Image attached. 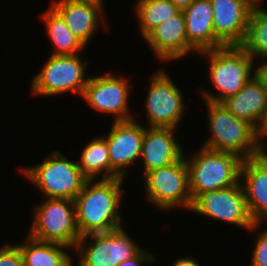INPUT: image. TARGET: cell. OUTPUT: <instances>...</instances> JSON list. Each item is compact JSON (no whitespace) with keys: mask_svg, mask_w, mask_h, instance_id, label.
I'll use <instances>...</instances> for the list:
<instances>
[{"mask_svg":"<svg viewBox=\"0 0 267 266\" xmlns=\"http://www.w3.org/2000/svg\"><path fill=\"white\" fill-rule=\"evenodd\" d=\"M135 4V16L142 38L156 26L181 11L170 0H138Z\"/></svg>","mask_w":267,"mask_h":266,"instance_id":"cb8c5ba5","label":"cell"},{"mask_svg":"<svg viewBox=\"0 0 267 266\" xmlns=\"http://www.w3.org/2000/svg\"><path fill=\"white\" fill-rule=\"evenodd\" d=\"M264 224L266 225L267 221H256L249 230L250 232H255L256 230L257 233L250 266H267V228L265 230L263 228L262 230H257L263 227Z\"/></svg>","mask_w":267,"mask_h":266,"instance_id":"484cf974","label":"cell"},{"mask_svg":"<svg viewBox=\"0 0 267 266\" xmlns=\"http://www.w3.org/2000/svg\"><path fill=\"white\" fill-rule=\"evenodd\" d=\"M146 95L145 112L148 127L178 129L185 116V103L182 90L165 70L152 75Z\"/></svg>","mask_w":267,"mask_h":266,"instance_id":"30bf717a","label":"cell"},{"mask_svg":"<svg viewBox=\"0 0 267 266\" xmlns=\"http://www.w3.org/2000/svg\"><path fill=\"white\" fill-rule=\"evenodd\" d=\"M262 59H263V61L265 59V61L264 62L262 61L263 64L259 63L260 66H259V64H258V66H256V73L265 82V84L267 86V56L261 58L260 60H262Z\"/></svg>","mask_w":267,"mask_h":266,"instance_id":"f546056e","label":"cell"},{"mask_svg":"<svg viewBox=\"0 0 267 266\" xmlns=\"http://www.w3.org/2000/svg\"><path fill=\"white\" fill-rule=\"evenodd\" d=\"M198 56L207 58L209 80L217 92L202 88L200 95L207 101L221 103L257 74L255 61L241 46H223L200 52Z\"/></svg>","mask_w":267,"mask_h":266,"instance_id":"3957f363","label":"cell"},{"mask_svg":"<svg viewBox=\"0 0 267 266\" xmlns=\"http://www.w3.org/2000/svg\"><path fill=\"white\" fill-rule=\"evenodd\" d=\"M204 101L211 134L203 147L230 152L244 160L260 155L262 134L254 126L234 116L222 103Z\"/></svg>","mask_w":267,"mask_h":266,"instance_id":"7a4b0ae2","label":"cell"},{"mask_svg":"<svg viewBox=\"0 0 267 266\" xmlns=\"http://www.w3.org/2000/svg\"><path fill=\"white\" fill-rule=\"evenodd\" d=\"M51 6L86 47L99 25L107 26L103 0H53Z\"/></svg>","mask_w":267,"mask_h":266,"instance_id":"5bb4252c","label":"cell"},{"mask_svg":"<svg viewBox=\"0 0 267 266\" xmlns=\"http://www.w3.org/2000/svg\"><path fill=\"white\" fill-rule=\"evenodd\" d=\"M267 138V132L265 134H262L261 139V153L260 155L267 161V149H266V143H265V139ZM266 149V150H265Z\"/></svg>","mask_w":267,"mask_h":266,"instance_id":"1f68e13d","label":"cell"},{"mask_svg":"<svg viewBox=\"0 0 267 266\" xmlns=\"http://www.w3.org/2000/svg\"><path fill=\"white\" fill-rule=\"evenodd\" d=\"M0 266H24L21 251L16 244L0 247Z\"/></svg>","mask_w":267,"mask_h":266,"instance_id":"4316f807","label":"cell"},{"mask_svg":"<svg viewBox=\"0 0 267 266\" xmlns=\"http://www.w3.org/2000/svg\"><path fill=\"white\" fill-rule=\"evenodd\" d=\"M145 126L137 118L112 121L106 137L111 164V179H126L129 167L140 159ZM127 168V169H126Z\"/></svg>","mask_w":267,"mask_h":266,"instance_id":"4fadbf2b","label":"cell"},{"mask_svg":"<svg viewBox=\"0 0 267 266\" xmlns=\"http://www.w3.org/2000/svg\"><path fill=\"white\" fill-rule=\"evenodd\" d=\"M173 128L145 127L139 162H143V176L152 170L178 162L184 155Z\"/></svg>","mask_w":267,"mask_h":266,"instance_id":"ac0fdd59","label":"cell"},{"mask_svg":"<svg viewBox=\"0 0 267 266\" xmlns=\"http://www.w3.org/2000/svg\"><path fill=\"white\" fill-rule=\"evenodd\" d=\"M241 47L254 61L267 56V9L265 7L252 9L246 37Z\"/></svg>","mask_w":267,"mask_h":266,"instance_id":"d4e9b609","label":"cell"},{"mask_svg":"<svg viewBox=\"0 0 267 266\" xmlns=\"http://www.w3.org/2000/svg\"><path fill=\"white\" fill-rule=\"evenodd\" d=\"M159 62H172L188 55V38L183 11L152 29L144 38Z\"/></svg>","mask_w":267,"mask_h":266,"instance_id":"e0dca14e","label":"cell"},{"mask_svg":"<svg viewBox=\"0 0 267 266\" xmlns=\"http://www.w3.org/2000/svg\"><path fill=\"white\" fill-rule=\"evenodd\" d=\"M186 154L176 163L147 172L144 176L145 197L162 211L173 208L191 210L193 201L189 190Z\"/></svg>","mask_w":267,"mask_h":266,"instance_id":"ba28073f","label":"cell"},{"mask_svg":"<svg viewBox=\"0 0 267 266\" xmlns=\"http://www.w3.org/2000/svg\"><path fill=\"white\" fill-rule=\"evenodd\" d=\"M129 81L126 77H116L111 72L89 77L82 98L89 108L98 113L113 115L112 121L136 118L135 113H130L128 105L131 96Z\"/></svg>","mask_w":267,"mask_h":266,"instance_id":"7c38bea8","label":"cell"},{"mask_svg":"<svg viewBox=\"0 0 267 266\" xmlns=\"http://www.w3.org/2000/svg\"><path fill=\"white\" fill-rule=\"evenodd\" d=\"M216 39L223 46H241L252 7L244 0H210Z\"/></svg>","mask_w":267,"mask_h":266,"instance_id":"9a60e30c","label":"cell"},{"mask_svg":"<svg viewBox=\"0 0 267 266\" xmlns=\"http://www.w3.org/2000/svg\"><path fill=\"white\" fill-rule=\"evenodd\" d=\"M142 249L121 226L109 232L81 236L74 252L79 256L77 266H118Z\"/></svg>","mask_w":267,"mask_h":266,"instance_id":"9c48e42d","label":"cell"},{"mask_svg":"<svg viewBox=\"0 0 267 266\" xmlns=\"http://www.w3.org/2000/svg\"><path fill=\"white\" fill-rule=\"evenodd\" d=\"M31 228L27 234L38 241L59 243L75 249L79 239L74 200L45 198L32 208Z\"/></svg>","mask_w":267,"mask_h":266,"instance_id":"8992f818","label":"cell"},{"mask_svg":"<svg viewBox=\"0 0 267 266\" xmlns=\"http://www.w3.org/2000/svg\"><path fill=\"white\" fill-rule=\"evenodd\" d=\"M247 4H249L253 9L262 7V0H244Z\"/></svg>","mask_w":267,"mask_h":266,"instance_id":"d6a6232c","label":"cell"},{"mask_svg":"<svg viewBox=\"0 0 267 266\" xmlns=\"http://www.w3.org/2000/svg\"><path fill=\"white\" fill-rule=\"evenodd\" d=\"M158 258L148 252V249H142L136 256L121 262L118 266H143L156 263Z\"/></svg>","mask_w":267,"mask_h":266,"instance_id":"83f0119b","label":"cell"},{"mask_svg":"<svg viewBox=\"0 0 267 266\" xmlns=\"http://www.w3.org/2000/svg\"><path fill=\"white\" fill-rule=\"evenodd\" d=\"M185 16L188 38V54L223 47L216 39L213 27V11L210 0H194L182 10Z\"/></svg>","mask_w":267,"mask_h":266,"instance_id":"d6986e66","label":"cell"},{"mask_svg":"<svg viewBox=\"0 0 267 266\" xmlns=\"http://www.w3.org/2000/svg\"><path fill=\"white\" fill-rule=\"evenodd\" d=\"M240 182L252 220L267 221V161L261 155L243 160Z\"/></svg>","mask_w":267,"mask_h":266,"instance_id":"ffe728a7","label":"cell"},{"mask_svg":"<svg viewBox=\"0 0 267 266\" xmlns=\"http://www.w3.org/2000/svg\"><path fill=\"white\" fill-rule=\"evenodd\" d=\"M19 172L24 174L45 198L74 200L87 180L77 161L69 160L58 150L51 151L40 164L20 167Z\"/></svg>","mask_w":267,"mask_h":266,"instance_id":"5b68a950","label":"cell"},{"mask_svg":"<svg viewBox=\"0 0 267 266\" xmlns=\"http://www.w3.org/2000/svg\"><path fill=\"white\" fill-rule=\"evenodd\" d=\"M41 18L54 46L52 55H76L85 51L86 46L70 31L64 19L51 5Z\"/></svg>","mask_w":267,"mask_h":266,"instance_id":"7402d4cb","label":"cell"},{"mask_svg":"<svg viewBox=\"0 0 267 266\" xmlns=\"http://www.w3.org/2000/svg\"><path fill=\"white\" fill-rule=\"evenodd\" d=\"M192 154L186 159L192 201L203 192L218 191L240 182L244 159L238 155L203 146Z\"/></svg>","mask_w":267,"mask_h":266,"instance_id":"277c9868","label":"cell"},{"mask_svg":"<svg viewBox=\"0 0 267 266\" xmlns=\"http://www.w3.org/2000/svg\"><path fill=\"white\" fill-rule=\"evenodd\" d=\"M81 58L80 54H50L41 71L31 80L32 95L52 97L72 92L82 96L89 80L85 72L89 62Z\"/></svg>","mask_w":267,"mask_h":266,"instance_id":"52a82bcc","label":"cell"},{"mask_svg":"<svg viewBox=\"0 0 267 266\" xmlns=\"http://www.w3.org/2000/svg\"><path fill=\"white\" fill-rule=\"evenodd\" d=\"M191 212L214 220L227 222L249 231L252 220L241 182L235 185L201 193L194 201Z\"/></svg>","mask_w":267,"mask_h":266,"instance_id":"8fae6325","label":"cell"},{"mask_svg":"<svg viewBox=\"0 0 267 266\" xmlns=\"http://www.w3.org/2000/svg\"><path fill=\"white\" fill-rule=\"evenodd\" d=\"M22 244H16L22 254L24 266H75L68 249L69 246L42 242L31 238L28 234ZM67 250V251H66Z\"/></svg>","mask_w":267,"mask_h":266,"instance_id":"44dd1931","label":"cell"},{"mask_svg":"<svg viewBox=\"0 0 267 266\" xmlns=\"http://www.w3.org/2000/svg\"><path fill=\"white\" fill-rule=\"evenodd\" d=\"M174 3L180 10L188 7L194 0H170Z\"/></svg>","mask_w":267,"mask_h":266,"instance_id":"4dcf8cb0","label":"cell"},{"mask_svg":"<svg viewBox=\"0 0 267 266\" xmlns=\"http://www.w3.org/2000/svg\"><path fill=\"white\" fill-rule=\"evenodd\" d=\"M221 103L234 116L247 121L261 134L267 132V86L257 74L240 91Z\"/></svg>","mask_w":267,"mask_h":266,"instance_id":"2e32d148","label":"cell"},{"mask_svg":"<svg viewBox=\"0 0 267 266\" xmlns=\"http://www.w3.org/2000/svg\"><path fill=\"white\" fill-rule=\"evenodd\" d=\"M77 164L87 179H111L106 137H93L82 149Z\"/></svg>","mask_w":267,"mask_h":266,"instance_id":"603a6c76","label":"cell"},{"mask_svg":"<svg viewBox=\"0 0 267 266\" xmlns=\"http://www.w3.org/2000/svg\"><path fill=\"white\" fill-rule=\"evenodd\" d=\"M125 178L87 179L74 199L80 236L109 232L123 226L121 199Z\"/></svg>","mask_w":267,"mask_h":266,"instance_id":"6da1fadb","label":"cell"},{"mask_svg":"<svg viewBox=\"0 0 267 266\" xmlns=\"http://www.w3.org/2000/svg\"><path fill=\"white\" fill-rule=\"evenodd\" d=\"M170 266H201L193 256L177 258Z\"/></svg>","mask_w":267,"mask_h":266,"instance_id":"f1b7e54d","label":"cell"}]
</instances>
